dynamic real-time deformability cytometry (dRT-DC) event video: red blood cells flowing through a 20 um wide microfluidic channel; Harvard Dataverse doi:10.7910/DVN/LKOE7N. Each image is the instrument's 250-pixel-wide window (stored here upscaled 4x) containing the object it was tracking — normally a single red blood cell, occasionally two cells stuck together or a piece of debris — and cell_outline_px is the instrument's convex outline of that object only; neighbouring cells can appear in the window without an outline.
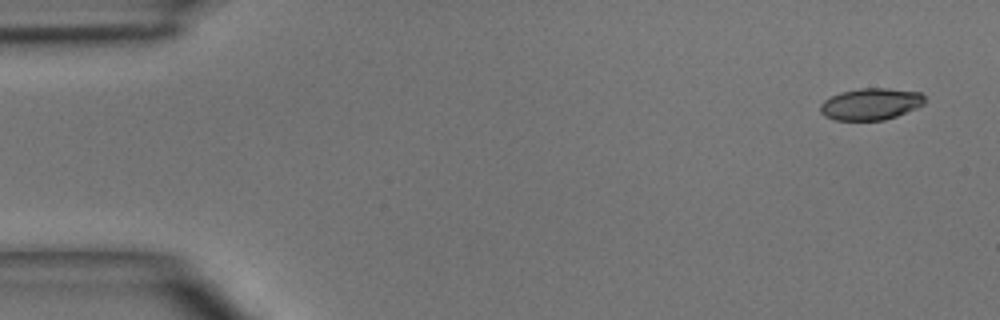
{"species": "common noctule bat (a hibernating species)", "species_latin": "Nyctalus noctula", "temperature_condition": "room temperature", "stored_images_in_passage": 4, "camera_frame_rate_fps": 3000, "um_per_image_px": 0.085, "animal": {"sex": "male", "body_mass_g": 15.6}, "frame": {"image": 1, "passage_image": 1, "time_ms": 0.0, "image_size_px": [1000, 320], "cell_outline_px": [[924, 104], [916, 108], [896, 116], [884, 120], [836, 120], [824, 116], [820, 112], [820, 104], [824, 100], [840, 92], [860, 88], [888, 88], [920, 92], [924, 96]], "centroid_in_image_um": [74.0, 8.84], "position_along_channel_um": 11.0, "area_um2": 19.31}}
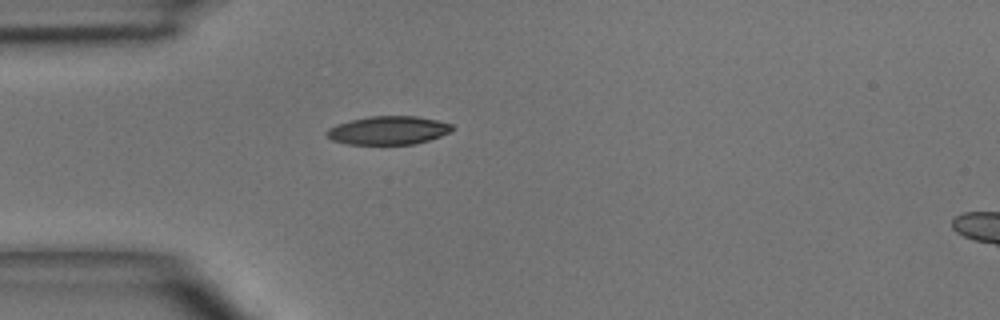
{"frame": {"image": 2, "passage_image": 4, "time_ms": 3.667, "image_size_px": [1000, 320], "cell_outline_px": [[452, 132], [416, 144], [348, 144], [332, 140], [324, 132], [328, 128], [336, 124], [352, 120], [372, 116], [416, 116], [436, 120], [452, 124]], "centroid_in_image_um": [33.0, 11.08], "position_along_channel_um": 52.0, "area_um2": 20.69}}